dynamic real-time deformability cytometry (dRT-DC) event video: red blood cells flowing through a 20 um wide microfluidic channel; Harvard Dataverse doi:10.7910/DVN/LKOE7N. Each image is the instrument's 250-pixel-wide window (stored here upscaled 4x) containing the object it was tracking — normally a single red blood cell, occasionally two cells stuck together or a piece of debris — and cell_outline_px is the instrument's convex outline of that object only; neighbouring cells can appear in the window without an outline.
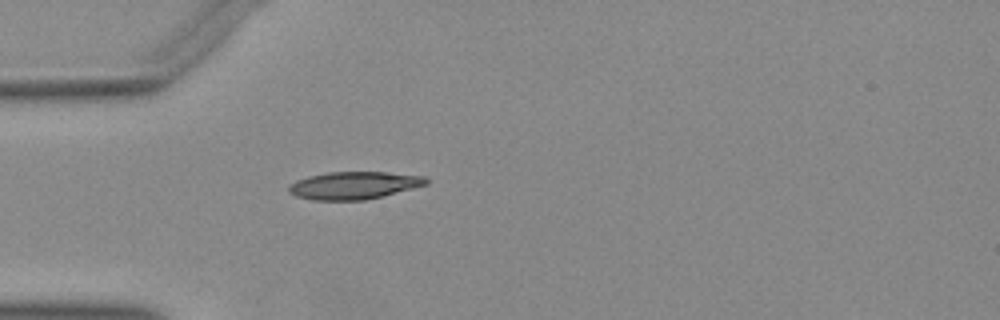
{"species": "Egyptian fruit bat (a non-hibernating species)", "species_latin": "Rousettus aegyptiacus", "temperature_condition": "warm", "stored_images_in_passage": 37, "camera_frame_rate_fps": 3000, "um_per_image_px": 0.085, "animal": {"sex": "female"}, "frame": {"image": 1, "passage_image": 1, "time_ms": 0.0, "image_size_px": [1000, 320], "cell_outline_px": [[428, 184], [364, 200], [312, 200], [296, 196], [288, 192], [288, 188], [296, 180], [308, 176], [328, 172], [388, 172], [424, 176], [428, 180]], "centroid_in_image_um": [30.06, 15.75], "position_along_channel_um": 54.9, "area_um2": 21.85}}
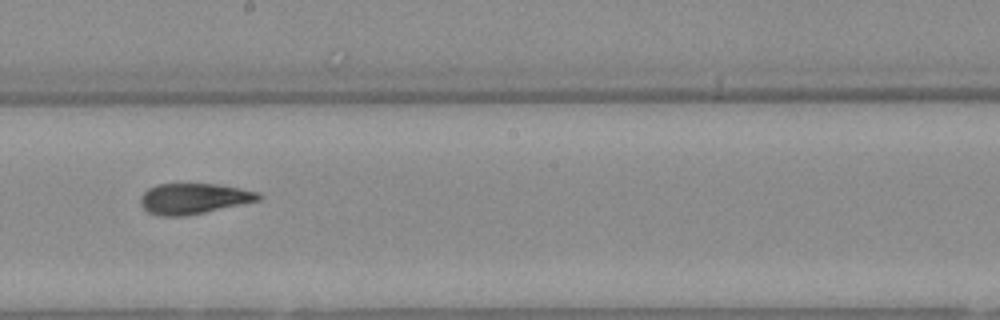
{"frame": {"image": 2, "passage_image": 15, "time_ms": 4.667, "image_size_px": [1000, 320], "cell_outline_px": [[260, 200], [204, 212], [184, 216], [156, 216], [148, 212], [140, 204], [140, 196], [148, 188], [156, 184], [216, 184], [260, 192]], "centroid_in_image_um": [16.41, 16.88], "position_along_channel_um": 231.8, "area_um2": 20.98}}
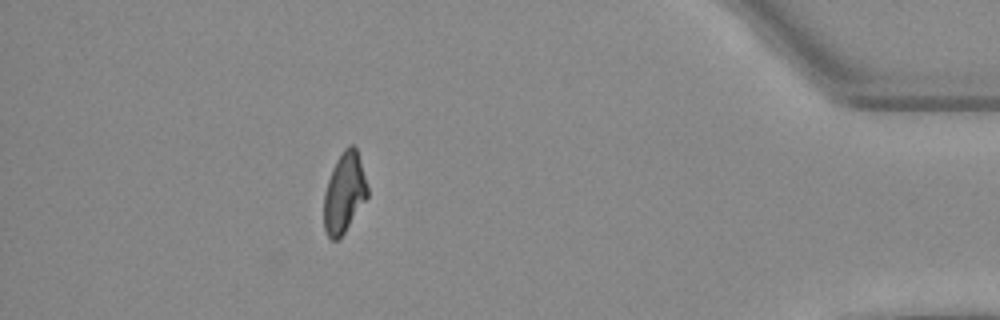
{"frame": {"image": 3, "passage_image": 32, "time_ms": 10.333, "image_size_px": [1000, 320], "cell_outline_px": [[368, 196], [344, 232], [336, 240], [332, 240], [328, 236], [324, 228], [324, 192], [332, 168], [336, 160], [344, 148], [348, 144], [352, 144], [356, 148], [368, 188]], "centroid_in_image_um": [29.25, 16.36], "position_along_channel_um": 406.0, "area_um2": 20.06}}